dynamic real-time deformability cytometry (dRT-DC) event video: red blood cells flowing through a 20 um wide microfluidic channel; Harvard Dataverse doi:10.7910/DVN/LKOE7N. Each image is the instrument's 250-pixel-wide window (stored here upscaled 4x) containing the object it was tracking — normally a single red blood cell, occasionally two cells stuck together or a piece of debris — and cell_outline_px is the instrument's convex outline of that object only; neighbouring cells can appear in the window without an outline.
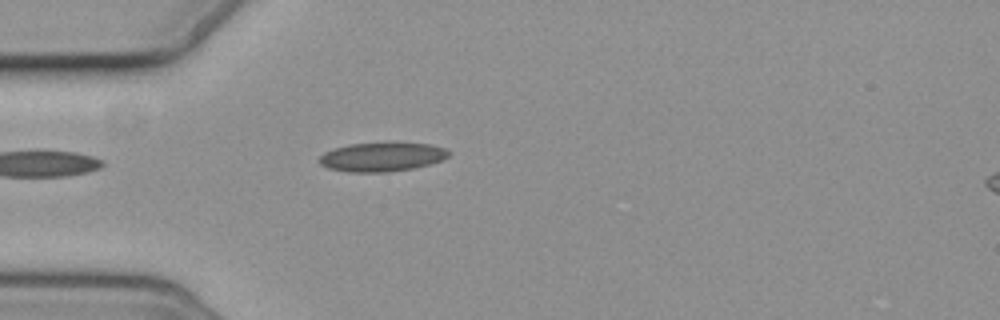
{"species": "common noctule bat (a hibernating species)", "species_latin": "Nyctalus noctula", "temperature_condition": "cold", "stored_images_in_passage": 3, "camera_frame_rate_fps": 3000, "um_per_image_px": 0.085, "animal": {"sex": "female", "body_mass_g": 19.3, "forearm_length_mm": 54.1}, "frame": {"image": 1, "passage_image": 3, "time_ms": 2.333, "image_size_px": [1000, 320], "cell_outline_px": [[452, 152], [444, 160], [416, 168], [388, 172], [348, 172], [328, 168], [320, 164], [316, 160], [324, 152], [332, 148], [348, 144], [384, 140], [396, 140], [428, 144], [444, 148]], "centroid_in_image_um": [32.47, 13.29], "position_along_channel_um": 52.5, "area_um2": 23.12}}